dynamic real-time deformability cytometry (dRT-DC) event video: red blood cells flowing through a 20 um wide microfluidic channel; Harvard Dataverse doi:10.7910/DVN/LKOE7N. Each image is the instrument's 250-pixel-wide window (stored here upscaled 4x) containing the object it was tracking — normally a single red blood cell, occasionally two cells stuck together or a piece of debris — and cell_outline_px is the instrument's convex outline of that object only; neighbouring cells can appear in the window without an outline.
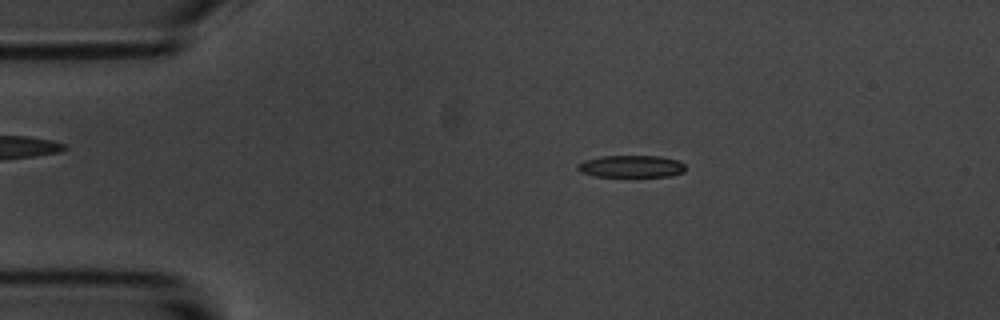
{"species": "common noctule bat (a hibernating species)", "species_latin": "Nyctalus noctula", "temperature_condition": "room temperature", "stored_images_in_passage": 56, "camera_frame_rate_fps": 3000, "um_per_image_px": 0.085, "animal": {"sex": "male", "body_mass_g": 20.1, "forearm_length_mm": 53.5}, "frame": {"image": 1, "passage_image": 10, "time_ms": 3.0, "image_size_px": [1000, 320], "cell_outline_px": [[684, 172], [668, 176], [596, 176], [580, 172], [576, 168], [576, 164], [584, 160], [604, 156], [660, 156], [676, 160], [684, 164]], "centroid_in_image_um": [53.61, 14.14], "position_along_channel_um": 31.4, "area_um2": 13.76}}
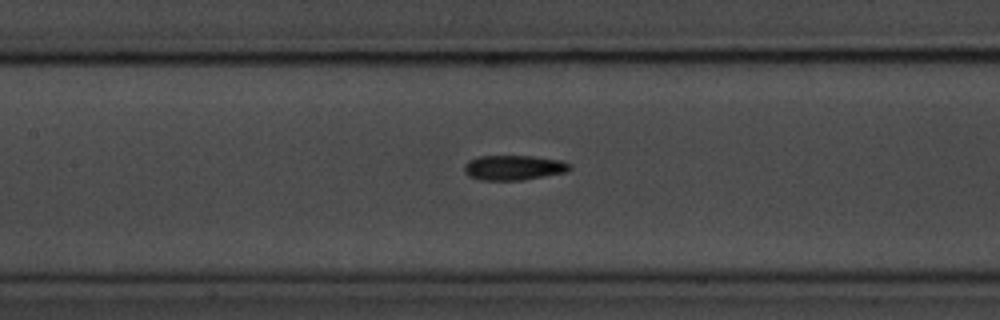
{"frame": {"image": 2, "passage_image": 25, "time_ms": 8.0, "image_size_px": [1000, 320], "cell_outline_px": [[572, 168], [568, 172], [520, 180], [480, 180], [468, 176], [464, 172], [464, 164], [468, 160], [480, 156], [532, 156], [560, 160], [572, 164]], "centroid_in_image_um": [43.66, 14.25], "position_along_channel_um": 163.7, "area_um2": 15.43}}
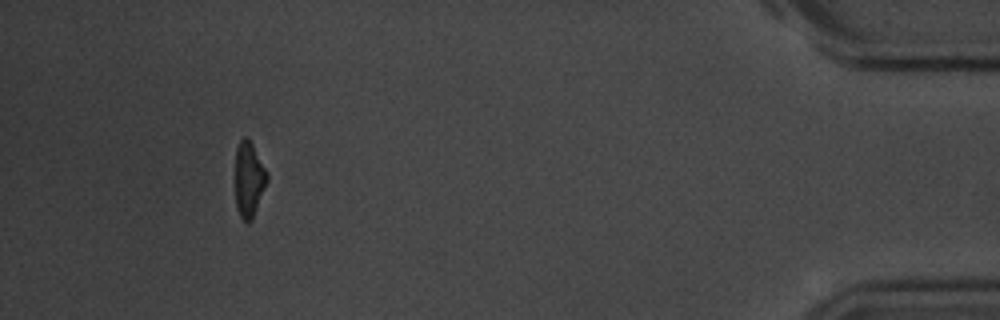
{"frame": {"image": 3, "passage_image": 52, "time_ms": 17.0, "image_size_px": [1000, 320], "cell_outline_px": [[268, 180], [252, 220], [244, 220], [240, 216], [236, 208], [236, 148], [240, 140], [244, 136], [248, 136], [268, 172]], "centroid_in_image_um": [21.17, 15.2], "position_along_channel_um": 414.0, "area_um2": 13.93}, "authors_computed_cell_mechanics": {"area_um2": 14.6812, "velocity_mm_per_s": 3.5133, "shape_relaxation_time_tau1_ms": 2.8748, "shape_relaxation_time_tau2_ms": 3.6194, "deformation_change_tau1": 0.1431, "deformation_change_tau2": 0.1168}}